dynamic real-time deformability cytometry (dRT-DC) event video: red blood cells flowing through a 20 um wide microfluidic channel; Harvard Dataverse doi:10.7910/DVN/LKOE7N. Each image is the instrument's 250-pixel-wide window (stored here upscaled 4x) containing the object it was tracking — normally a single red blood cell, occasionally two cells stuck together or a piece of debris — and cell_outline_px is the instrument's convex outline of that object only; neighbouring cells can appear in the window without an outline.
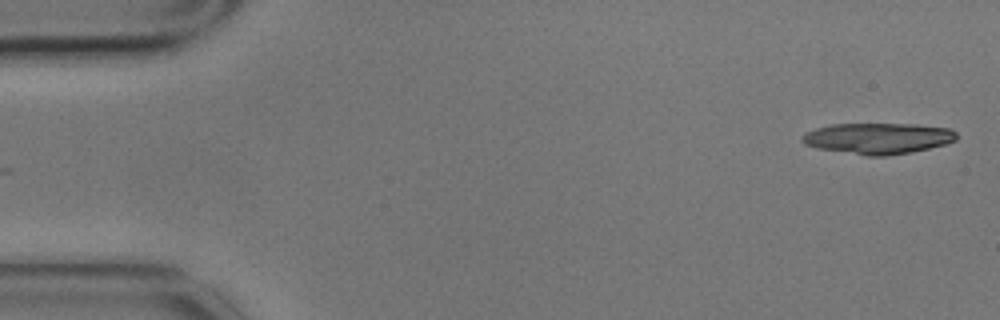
{"species": "common noctule bat (a hibernating species)", "species_latin": "Nyctalus noctula", "temperature_condition": "cold", "stored_images_in_passage": 6, "camera_frame_rate_fps": 3000, "um_per_image_px": 0.085, "animal": {"sex": "male", "body_mass_g": 17.9}, "frame": {"image": 1, "passage_image": 1, "time_ms": 0.0, "image_size_px": [1000, 320], "cell_outline_px": [[956, 140], [948, 144], [912, 152], [888, 156], [868, 156], [816, 148], [804, 144], [800, 140], [800, 136], [804, 132], [816, 128], [832, 124], [916, 124], [952, 128], [956, 132]], "centroid_in_image_um": [74.63, 11.76], "position_along_channel_um": 10.4, "area_um2": 28.32}}
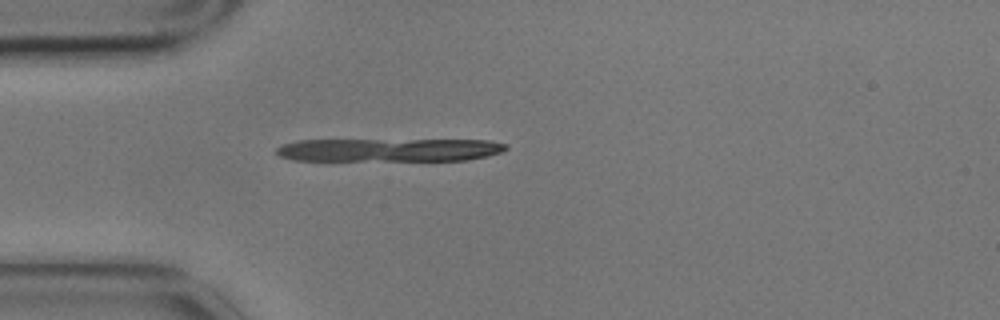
{"frame": {"image": 2, "passage_image": 4, "time_ms": 1.0, "image_size_px": [1000, 320], "cell_outline_px": [[508, 148], [500, 152], [488, 156], [468, 160], [292, 160], [280, 156], [276, 152], [276, 148], [280, 144], [296, 140], [488, 140], [508, 144]], "centroid_in_image_um": [33.07, 12.73], "position_along_channel_um": 51.9, "area_um2": 31.1}}